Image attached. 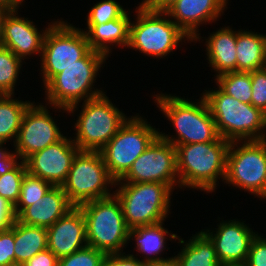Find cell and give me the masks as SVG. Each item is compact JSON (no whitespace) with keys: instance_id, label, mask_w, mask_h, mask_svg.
<instances>
[{"instance_id":"32","label":"cell","mask_w":266,"mask_h":266,"mask_svg":"<svg viewBox=\"0 0 266 266\" xmlns=\"http://www.w3.org/2000/svg\"><path fill=\"white\" fill-rule=\"evenodd\" d=\"M128 10L115 0L98 1L87 13L86 24H102L121 18Z\"/></svg>"},{"instance_id":"35","label":"cell","mask_w":266,"mask_h":266,"mask_svg":"<svg viewBox=\"0 0 266 266\" xmlns=\"http://www.w3.org/2000/svg\"><path fill=\"white\" fill-rule=\"evenodd\" d=\"M14 222L10 228L0 231V266L15 262Z\"/></svg>"},{"instance_id":"18","label":"cell","mask_w":266,"mask_h":266,"mask_svg":"<svg viewBox=\"0 0 266 266\" xmlns=\"http://www.w3.org/2000/svg\"><path fill=\"white\" fill-rule=\"evenodd\" d=\"M48 249L58 258L88 246L86 223L80 207H73L47 228Z\"/></svg>"},{"instance_id":"23","label":"cell","mask_w":266,"mask_h":266,"mask_svg":"<svg viewBox=\"0 0 266 266\" xmlns=\"http://www.w3.org/2000/svg\"><path fill=\"white\" fill-rule=\"evenodd\" d=\"M205 38V52L211 70L218 75L236 71V30L229 26L220 27Z\"/></svg>"},{"instance_id":"34","label":"cell","mask_w":266,"mask_h":266,"mask_svg":"<svg viewBox=\"0 0 266 266\" xmlns=\"http://www.w3.org/2000/svg\"><path fill=\"white\" fill-rule=\"evenodd\" d=\"M251 104L266 114V67L251 72Z\"/></svg>"},{"instance_id":"14","label":"cell","mask_w":266,"mask_h":266,"mask_svg":"<svg viewBox=\"0 0 266 266\" xmlns=\"http://www.w3.org/2000/svg\"><path fill=\"white\" fill-rule=\"evenodd\" d=\"M48 105V106H46ZM32 102L24 112L14 152L21 161H25L33 153L60 141L64 134L60 131L57 121L53 119L51 106Z\"/></svg>"},{"instance_id":"25","label":"cell","mask_w":266,"mask_h":266,"mask_svg":"<svg viewBox=\"0 0 266 266\" xmlns=\"http://www.w3.org/2000/svg\"><path fill=\"white\" fill-rule=\"evenodd\" d=\"M192 236L188 242L178 237L182 249L173 257L175 266H221L210 238L201 230Z\"/></svg>"},{"instance_id":"19","label":"cell","mask_w":266,"mask_h":266,"mask_svg":"<svg viewBox=\"0 0 266 266\" xmlns=\"http://www.w3.org/2000/svg\"><path fill=\"white\" fill-rule=\"evenodd\" d=\"M18 9H12L5 18L3 44L25 62L24 59L31 55L38 54L41 57L43 41L48 28L42 30L43 32L38 30L33 21L18 15Z\"/></svg>"},{"instance_id":"9","label":"cell","mask_w":266,"mask_h":266,"mask_svg":"<svg viewBox=\"0 0 266 266\" xmlns=\"http://www.w3.org/2000/svg\"><path fill=\"white\" fill-rule=\"evenodd\" d=\"M115 182L100 151L79 150L61 187L69 202L79 207L86 202L112 196Z\"/></svg>"},{"instance_id":"13","label":"cell","mask_w":266,"mask_h":266,"mask_svg":"<svg viewBox=\"0 0 266 266\" xmlns=\"http://www.w3.org/2000/svg\"><path fill=\"white\" fill-rule=\"evenodd\" d=\"M159 182L180 188L176 147L158 135L115 183Z\"/></svg>"},{"instance_id":"39","label":"cell","mask_w":266,"mask_h":266,"mask_svg":"<svg viewBox=\"0 0 266 266\" xmlns=\"http://www.w3.org/2000/svg\"><path fill=\"white\" fill-rule=\"evenodd\" d=\"M5 143L6 142H0V175L10 171L20 161L14 151L10 152L9 149L3 147Z\"/></svg>"},{"instance_id":"24","label":"cell","mask_w":266,"mask_h":266,"mask_svg":"<svg viewBox=\"0 0 266 266\" xmlns=\"http://www.w3.org/2000/svg\"><path fill=\"white\" fill-rule=\"evenodd\" d=\"M236 72H252L266 67V34L236 31Z\"/></svg>"},{"instance_id":"12","label":"cell","mask_w":266,"mask_h":266,"mask_svg":"<svg viewBox=\"0 0 266 266\" xmlns=\"http://www.w3.org/2000/svg\"><path fill=\"white\" fill-rule=\"evenodd\" d=\"M69 24L61 19L50 22L47 26L40 57L41 71L39 73L44 86L56 74L75 64L91 50L82 29Z\"/></svg>"},{"instance_id":"22","label":"cell","mask_w":266,"mask_h":266,"mask_svg":"<svg viewBox=\"0 0 266 266\" xmlns=\"http://www.w3.org/2000/svg\"><path fill=\"white\" fill-rule=\"evenodd\" d=\"M163 225L164 222H161L155 225L136 227L128 231V243L129 241L132 242L131 240H135L136 248L134 247V249L137 250L136 252L143 254L144 259H141V261L144 264L162 263L173 260V255L165 259L160 254H164L163 251L167 248V237L176 241L179 236L171 233V231L169 232Z\"/></svg>"},{"instance_id":"38","label":"cell","mask_w":266,"mask_h":266,"mask_svg":"<svg viewBox=\"0 0 266 266\" xmlns=\"http://www.w3.org/2000/svg\"><path fill=\"white\" fill-rule=\"evenodd\" d=\"M15 219L14 206L0 196V231L10 228Z\"/></svg>"},{"instance_id":"44","label":"cell","mask_w":266,"mask_h":266,"mask_svg":"<svg viewBox=\"0 0 266 266\" xmlns=\"http://www.w3.org/2000/svg\"><path fill=\"white\" fill-rule=\"evenodd\" d=\"M144 266H175L173 260L168 262H162V263H151V264H144Z\"/></svg>"},{"instance_id":"6","label":"cell","mask_w":266,"mask_h":266,"mask_svg":"<svg viewBox=\"0 0 266 266\" xmlns=\"http://www.w3.org/2000/svg\"><path fill=\"white\" fill-rule=\"evenodd\" d=\"M129 229L164 222L170 213L173 190L164 183H115Z\"/></svg>"},{"instance_id":"40","label":"cell","mask_w":266,"mask_h":266,"mask_svg":"<svg viewBox=\"0 0 266 266\" xmlns=\"http://www.w3.org/2000/svg\"><path fill=\"white\" fill-rule=\"evenodd\" d=\"M59 259L47 248L30 260L26 261V266H58Z\"/></svg>"},{"instance_id":"46","label":"cell","mask_w":266,"mask_h":266,"mask_svg":"<svg viewBox=\"0 0 266 266\" xmlns=\"http://www.w3.org/2000/svg\"><path fill=\"white\" fill-rule=\"evenodd\" d=\"M221 266H246V264L245 263H243V264H224Z\"/></svg>"},{"instance_id":"8","label":"cell","mask_w":266,"mask_h":266,"mask_svg":"<svg viewBox=\"0 0 266 266\" xmlns=\"http://www.w3.org/2000/svg\"><path fill=\"white\" fill-rule=\"evenodd\" d=\"M82 104L72 140L79 150L100 151L129 117L105 93Z\"/></svg>"},{"instance_id":"5","label":"cell","mask_w":266,"mask_h":266,"mask_svg":"<svg viewBox=\"0 0 266 266\" xmlns=\"http://www.w3.org/2000/svg\"><path fill=\"white\" fill-rule=\"evenodd\" d=\"M136 19L130 23L128 49L138 50L146 56L164 58L185 40L192 42L166 12L153 11L142 3L136 7Z\"/></svg>"},{"instance_id":"3","label":"cell","mask_w":266,"mask_h":266,"mask_svg":"<svg viewBox=\"0 0 266 266\" xmlns=\"http://www.w3.org/2000/svg\"><path fill=\"white\" fill-rule=\"evenodd\" d=\"M229 145L221 137L214 142L175 145L180 189L215 192L218 179L225 178Z\"/></svg>"},{"instance_id":"2","label":"cell","mask_w":266,"mask_h":266,"mask_svg":"<svg viewBox=\"0 0 266 266\" xmlns=\"http://www.w3.org/2000/svg\"><path fill=\"white\" fill-rule=\"evenodd\" d=\"M106 59L108 58L105 55L91 49L83 58L56 74L44 86V99H47L45 102L54 110L74 115L81 101L85 102L106 93L101 88L93 87Z\"/></svg>"},{"instance_id":"29","label":"cell","mask_w":266,"mask_h":266,"mask_svg":"<svg viewBox=\"0 0 266 266\" xmlns=\"http://www.w3.org/2000/svg\"><path fill=\"white\" fill-rule=\"evenodd\" d=\"M22 62L10 49L0 48V95H15Z\"/></svg>"},{"instance_id":"43","label":"cell","mask_w":266,"mask_h":266,"mask_svg":"<svg viewBox=\"0 0 266 266\" xmlns=\"http://www.w3.org/2000/svg\"><path fill=\"white\" fill-rule=\"evenodd\" d=\"M24 0H0V4H3L8 7H12L13 9L15 8H20V6H23Z\"/></svg>"},{"instance_id":"45","label":"cell","mask_w":266,"mask_h":266,"mask_svg":"<svg viewBox=\"0 0 266 266\" xmlns=\"http://www.w3.org/2000/svg\"><path fill=\"white\" fill-rule=\"evenodd\" d=\"M4 266H26V264L22 262H13L12 264L4 265Z\"/></svg>"},{"instance_id":"11","label":"cell","mask_w":266,"mask_h":266,"mask_svg":"<svg viewBox=\"0 0 266 266\" xmlns=\"http://www.w3.org/2000/svg\"><path fill=\"white\" fill-rule=\"evenodd\" d=\"M223 182L266 200V139L231 141Z\"/></svg>"},{"instance_id":"10","label":"cell","mask_w":266,"mask_h":266,"mask_svg":"<svg viewBox=\"0 0 266 266\" xmlns=\"http://www.w3.org/2000/svg\"><path fill=\"white\" fill-rule=\"evenodd\" d=\"M138 113L128 118L118 132L100 150L110 176L120 180L131 168L133 162L147 149L159 135Z\"/></svg>"},{"instance_id":"37","label":"cell","mask_w":266,"mask_h":266,"mask_svg":"<svg viewBox=\"0 0 266 266\" xmlns=\"http://www.w3.org/2000/svg\"><path fill=\"white\" fill-rule=\"evenodd\" d=\"M119 253H107L103 259L102 266H144V262L138 259V255Z\"/></svg>"},{"instance_id":"20","label":"cell","mask_w":266,"mask_h":266,"mask_svg":"<svg viewBox=\"0 0 266 266\" xmlns=\"http://www.w3.org/2000/svg\"><path fill=\"white\" fill-rule=\"evenodd\" d=\"M74 206L61 186H52L38 201L25 207L16 220L32 226L49 228Z\"/></svg>"},{"instance_id":"26","label":"cell","mask_w":266,"mask_h":266,"mask_svg":"<svg viewBox=\"0 0 266 266\" xmlns=\"http://www.w3.org/2000/svg\"><path fill=\"white\" fill-rule=\"evenodd\" d=\"M15 262L25 263L37 253L48 248L47 229L14 220Z\"/></svg>"},{"instance_id":"36","label":"cell","mask_w":266,"mask_h":266,"mask_svg":"<svg viewBox=\"0 0 266 266\" xmlns=\"http://www.w3.org/2000/svg\"><path fill=\"white\" fill-rule=\"evenodd\" d=\"M246 266H266V238L257 234L252 240Z\"/></svg>"},{"instance_id":"15","label":"cell","mask_w":266,"mask_h":266,"mask_svg":"<svg viewBox=\"0 0 266 266\" xmlns=\"http://www.w3.org/2000/svg\"><path fill=\"white\" fill-rule=\"evenodd\" d=\"M78 151L72 137L64 136L60 141L30 155L25 160L27 172L53 186H61Z\"/></svg>"},{"instance_id":"42","label":"cell","mask_w":266,"mask_h":266,"mask_svg":"<svg viewBox=\"0 0 266 266\" xmlns=\"http://www.w3.org/2000/svg\"><path fill=\"white\" fill-rule=\"evenodd\" d=\"M12 9H13L12 7H8L3 4H0V48L4 47V44H3L4 21H5L6 16L9 14V12Z\"/></svg>"},{"instance_id":"4","label":"cell","mask_w":266,"mask_h":266,"mask_svg":"<svg viewBox=\"0 0 266 266\" xmlns=\"http://www.w3.org/2000/svg\"><path fill=\"white\" fill-rule=\"evenodd\" d=\"M215 89L204 90L200 95L209 106L221 138L230 142L266 139L265 113L227 95L219 87Z\"/></svg>"},{"instance_id":"17","label":"cell","mask_w":266,"mask_h":266,"mask_svg":"<svg viewBox=\"0 0 266 266\" xmlns=\"http://www.w3.org/2000/svg\"><path fill=\"white\" fill-rule=\"evenodd\" d=\"M228 0H177L165 12L170 19L191 39L192 42L204 41L199 27L202 24L219 21Z\"/></svg>"},{"instance_id":"21","label":"cell","mask_w":266,"mask_h":266,"mask_svg":"<svg viewBox=\"0 0 266 266\" xmlns=\"http://www.w3.org/2000/svg\"><path fill=\"white\" fill-rule=\"evenodd\" d=\"M126 12L121 18L110 20L102 24H87L85 33L90 49L102 53L107 58L112 52V47L122 48L129 44L130 23L132 20Z\"/></svg>"},{"instance_id":"41","label":"cell","mask_w":266,"mask_h":266,"mask_svg":"<svg viewBox=\"0 0 266 266\" xmlns=\"http://www.w3.org/2000/svg\"><path fill=\"white\" fill-rule=\"evenodd\" d=\"M177 0H142V4L153 11L165 12Z\"/></svg>"},{"instance_id":"27","label":"cell","mask_w":266,"mask_h":266,"mask_svg":"<svg viewBox=\"0 0 266 266\" xmlns=\"http://www.w3.org/2000/svg\"><path fill=\"white\" fill-rule=\"evenodd\" d=\"M12 96L14 95H0V142L13 140L14 145L24 112L32 102L14 99Z\"/></svg>"},{"instance_id":"33","label":"cell","mask_w":266,"mask_h":266,"mask_svg":"<svg viewBox=\"0 0 266 266\" xmlns=\"http://www.w3.org/2000/svg\"><path fill=\"white\" fill-rule=\"evenodd\" d=\"M106 253L86 246L58 261V266H102Z\"/></svg>"},{"instance_id":"30","label":"cell","mask_w":266,"mask_h":266,"mask_svg":"<svg viewBox=\"0 0 266 266\" xmlns=\"http://www.w3.org/2000/svg\"><path fill=\"white\" fill-rule=\"evenodd\" d=\"M53 185L41 178L30 175L28 172L23 177L20 189V197L14 206V213L17 216L25 207L42 199L44 194Z\"/></svg>"},{"instance_id":"28","label":"cell","mask_w":266,"mask_h":266,"mask_svg":"<svg viewBox=\"0 0 266 266\" xmlns=\"http://www.w3.org/2000/svg\"><path fill=\"white\" fill-rule=\"evenodd\" d=\"M216 85L227 95L251 104V72H227L215 77Z\"/></svg>"},{"instance_id":"7","label":"cell","mask_w":266,"mask_h":266,"mask_svg":"<svg viewBox=\"0 0 266 266\" xmlns=\"http://www.w3.org/2000/svg\"><path fill=\"white\" fill-rule=\"evenodd\" d=\"M85 218L87 244L104 253L123 252L128 231L120 200L112 196L79 206Z\"/></svg>"},{"instance_id":"1","label":"cell","mask_w":266,"mask_h":266,"mask_svg":"<svg viewBox=\"0 0 266 266\" xmlns=\"http://www.w3.org/2000/svg\"><path fill=\"white\" fill-rule=\"evenodd\" d=\"M153 97L159 111H162L175 128L174 137L159 132L165 141L175 146L214 142L220 138L215 120L203 95L196 100L198 102L166 93L154 94Z\"/></svg>"},{"instance_id":"16","label":"cell","mask_w":266,"mask_h":266,"mask_svg":"<svg viewBox=\"0 0 266 266\" xmlns=\"http://www.w3.org/2000/svg\"><path fill=\"white\" fill-rule=\"evenodd\" d=\"M214 230L202 229L213 242L221 265L246 263L250 245L258 232L243 221L236 219L220 221ZM215 232V233H214Z\"/></svg>"},{"instance_id":"31","label":"cell","mask_w":266,"mask_h":266,"mask_svg":"<svg viewBox=\"0 0 266 266\" xmlns=\"http://www.w3.org/2000/svg\"><path fill=\"white\" fill-rule=\"evenodd\" d=\"M26 173V163L20 160L10 171L0 175V196L13 206L19 200L21 183Z\"/></svg>"}]
</instances>
